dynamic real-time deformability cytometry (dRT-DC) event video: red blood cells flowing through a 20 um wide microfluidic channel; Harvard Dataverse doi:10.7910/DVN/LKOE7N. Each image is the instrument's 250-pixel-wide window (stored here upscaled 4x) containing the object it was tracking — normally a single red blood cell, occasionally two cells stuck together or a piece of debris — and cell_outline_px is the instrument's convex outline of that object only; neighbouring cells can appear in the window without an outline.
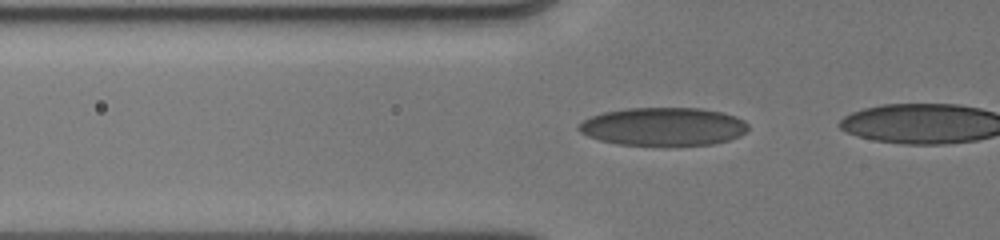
{"species": "human", "species_latin": "Homo sapiens", "temperature_condition": "cold", "stored_images_in_passage": 17, "camera_frame_rate_fps": 3000, "um_per_image_px": 0.085, "donor": {"sex": "male"}, "frame": {"image": 1, "passage_image": 15, "time_ms": 5.0, "image_size_px": [1000, 240], "cell_outline_px": [[748, 128], [740, 136], [728, 140], [712, 144], [668, 148], [616, 144], [600, 140], [588, 136], [580, 132], [576, 128], [584, 120], [592, 116], [604, 112], [628, 108], [700, 108], [720, 112], [736, 116], [744, 120], [748, 124]], "centroid_in_image_um": [56.39, 10.8], "position_along_channel_um": 69.4, "area_um2": 38.61}}